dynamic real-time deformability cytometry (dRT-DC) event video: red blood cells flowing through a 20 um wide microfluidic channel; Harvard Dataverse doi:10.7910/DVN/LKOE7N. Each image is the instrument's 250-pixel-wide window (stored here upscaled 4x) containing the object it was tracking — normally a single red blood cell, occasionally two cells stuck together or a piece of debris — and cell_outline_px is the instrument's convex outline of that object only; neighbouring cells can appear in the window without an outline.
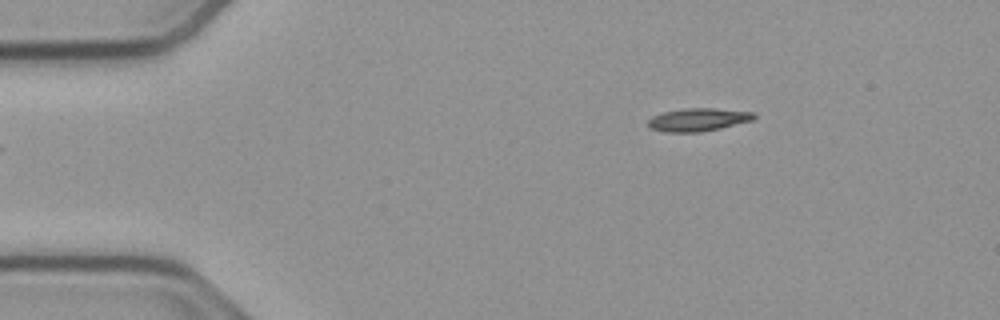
{"species": "common noctule bat (a hibernating species)", "species_latin": "Nyctalus noctula", "temperature_condition": "cold", "stored_images_in_passage": 46, "camera_frame_rate_fps": 3000, "um_per_image_px": 0.085, "animal": {"sex": "male", "body_mass_g": 23.1, "forearm_length_mm": 52.7}, "frame": {"image": 1, "passage_image": 1, "time_ms": 0.0, "image_size_px": [1000, 320], "cell_outline_px": [[756, 116], [752, 120], [720, 128], [700, 132], [664, 132], [652, 128], [648, 124], [648, 120], [652, 116], [664, 112], [688, 108], [712, 108], [756, 112]], "centroid_in_image_um": [59.36, 10.17], "position_along_channel_um": 25.6, "area_um2": 14.05}}
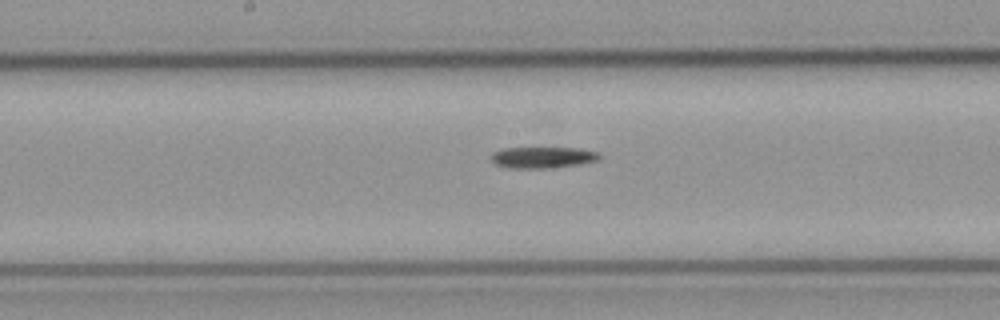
{"frame": {"image": 2, "passage_image": 20, "time_ms": 6.333, "image_size_px": [1000, 320], "cell_outline_px": [[600, 160], [580, 164], [548, 168], [508, 168], [496, 164], [492, 160], [492, 152], [500, 148], [580, 148], [600, 152]], "centroid_in_image_um": [46.15, 13.37], "position_along_channel_um": 202.0, "area_um2": 13.53}}
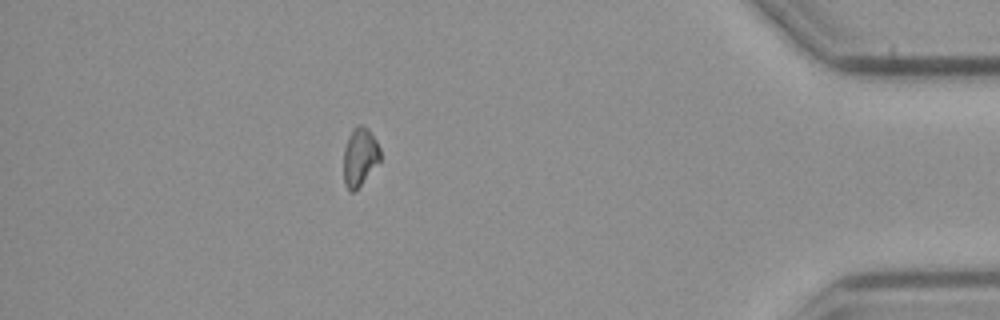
{"frame": {"image": 3, "passage_image": 40, "time_ms": 13.0, "image_size_px": [1000, 320], "cell_outline_px": [[380, 160], [360, 184], [352, 192], [344, 184], [344, 148], [348, 136], [352, 128], [356, 124], [360, 124], [368, 128], [376, 140], [380, 148]], "centroid_in_image_um": [30.57, 13.26], "position_along_channel_um": 404.6, "area_um2": 12.25}, "authors_computed_cell_mechanics": {"area_um2": 13.3229, "velocity_mm_per_s": 3.7935, "shape_relaxation_time_tau1_ms": 7.4952, "shape_relaxation_time_tau2_ms": null, "deformation_change_tau1": 0.1372, "deformation_change_tau2": null}}